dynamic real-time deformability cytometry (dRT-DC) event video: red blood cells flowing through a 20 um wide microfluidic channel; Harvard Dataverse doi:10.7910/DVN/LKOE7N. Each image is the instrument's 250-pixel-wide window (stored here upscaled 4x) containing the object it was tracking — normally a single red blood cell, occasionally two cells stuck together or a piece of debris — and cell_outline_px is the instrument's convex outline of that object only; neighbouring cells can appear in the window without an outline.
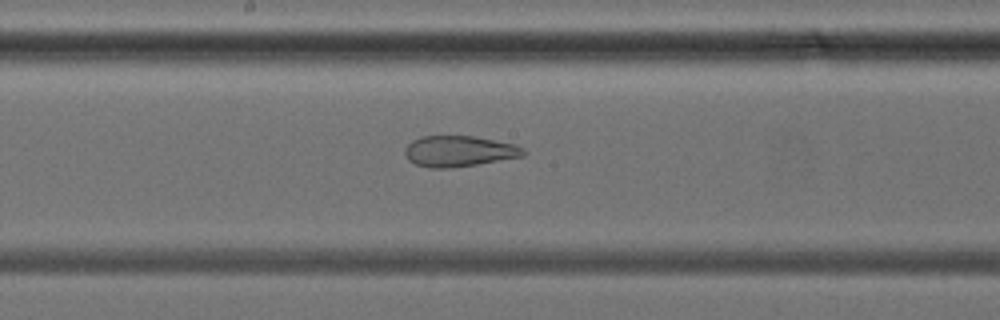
{"species": "common noctule bat (a hibernating species)", "species_latin": "Nyctalus noctula", "temperature_condition": "cold", "stored_images_in_passage": 32, "camera_frame_rate_fps": 3000, "um_per_image_px": 0.085, "animal": {"sex": "female", "body_mass_g": 24.6, "forearm_length_mm": 56.2}, "frame": {"image": 1, "passage_image": 14, "time_ms": 4.333, "image_size_px": [1000, 320], "cell_outline_px": [[528, 152], [524, 156], [452, 168], [428, 168], [416, 164], [408, 160], [404, 152], [404, 148], [412, 140], [420, 136], [472, 136], [516, 144], [524, 148]], "centroid_in_image_um": [39.01, 12.85], "position_along_channel_um": 209.2, "area_um2": 21.44}}